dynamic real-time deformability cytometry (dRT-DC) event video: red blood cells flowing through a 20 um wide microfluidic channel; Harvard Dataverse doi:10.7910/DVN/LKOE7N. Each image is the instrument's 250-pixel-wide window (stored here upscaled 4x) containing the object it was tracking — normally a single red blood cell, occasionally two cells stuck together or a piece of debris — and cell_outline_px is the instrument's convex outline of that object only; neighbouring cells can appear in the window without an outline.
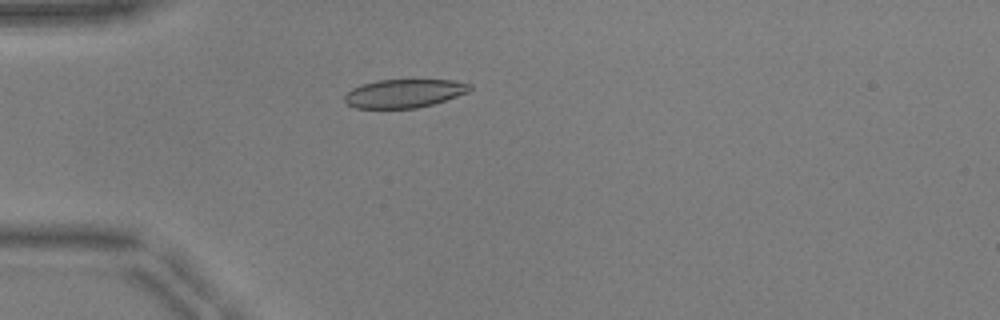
{"species": "common noctule bat (a hibernating species)", "species_latin": "Nyctalus noctula", "temperature_condition": "warm", "stored_images_in_passage": 52, "camera_frame_rate_fps": 3000, "um_per_image_px": 0.085, "animal": {"sex": "male", "body_mass_g": 17.9, "forearm_length_mm": 54.2}, "frame": {"image": 1, "passage_image": 15, "time_ms": 4.667, "image_size_px": [1000, 320], "cell_outline_px": [[472, 88], [468, 92], [432, 104], [416, 108], [356, 108], [348, 104], [344, 100], [344, 96], [352, 88], [360, 84], [376, 80], [452, 80], [472, 84]], "centroid_in_image_um": [34.33, 7.93], "position_along_channel_um": 50.7, "area_um2": 20.69}}
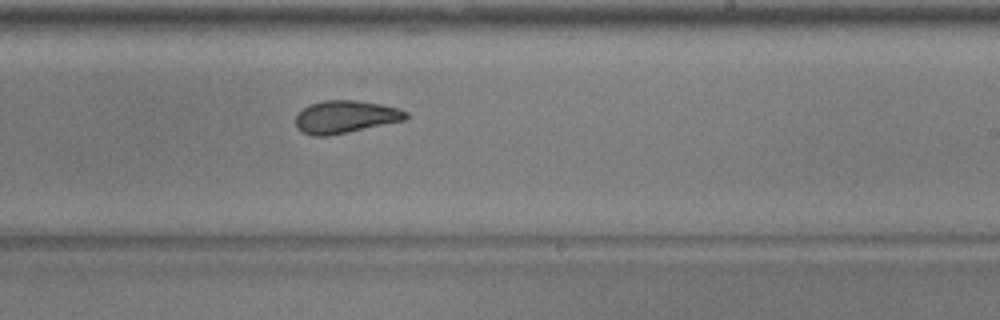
{"frame": {"image": 2, "passage_image": 32, "time_ms": 10.333, "image_size_px": [1000, 320], "cell_outline_px": [[408, 120], [328, 136], [312, 136], [300, 132], [296, 128], [296, 116], [308, 104], [324, 100], [356, 100], [380, 104], [396, 108], [408, 112]], "centroid_in_image_um": [29.35, 9.94], "position_along_channel_um": 259.6, "area_um2": 21.15}}
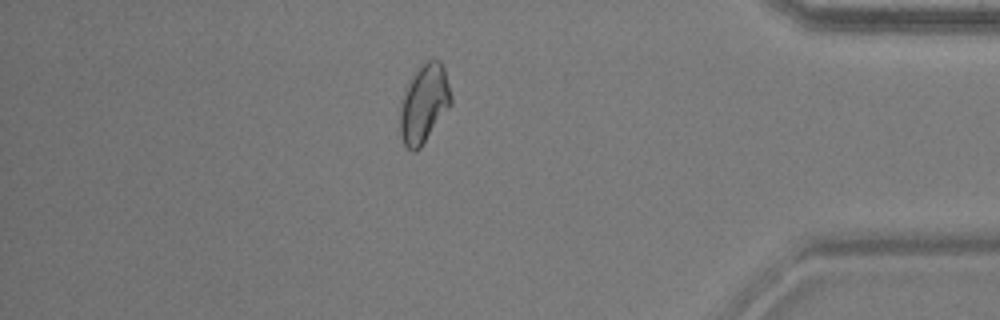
{"frame": {"image": 3, "passage_image": 45, "time_ms": 14.667, "image_size_px": [1000, 320], "cell_outline_px": [[452, 104], [420, 148], [416, 152], [412, 152], [404, 144], [400, 136], [400, 104], [404, 88], [408, 80], [420, 64], [424, 60], [432, 56], [440, 60], [444, 68], [452, 96]], "centroid_in_image_um": [36.03, 8.75], "position_along_channel_um": 399.2, "area_um2": 23.93}, "authors_computed_cell_mechanics": {"area_um2": 21.1548, "velocity_mm_per_s": 3.9323, "shape_relaxation_time_tau1_ms": null, "shape_relaxation_time_tau2_ms": 1.7096, "deformation_change_tau1": null, "deformation_change_tau2": 0.0721}}